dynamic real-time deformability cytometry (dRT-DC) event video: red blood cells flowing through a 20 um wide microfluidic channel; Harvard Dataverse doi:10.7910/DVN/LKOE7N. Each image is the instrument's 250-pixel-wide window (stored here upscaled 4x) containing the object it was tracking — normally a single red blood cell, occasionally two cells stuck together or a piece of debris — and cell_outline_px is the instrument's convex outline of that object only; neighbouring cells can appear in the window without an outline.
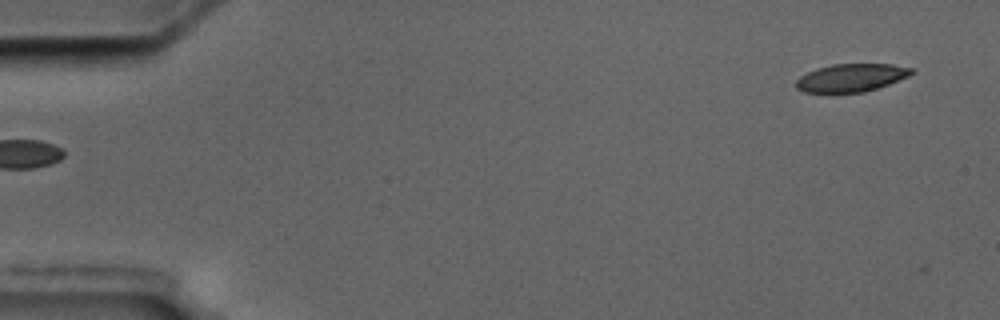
{"species": "common noctule bat (a hibernating species)", "species_latin": "Nyctalus noctula", "temperature_condition": "cold", "stored_images_in_passage": 6, "segment_of_instrument_passage": [2, 2], "camera_frame_rate_fps": 3000, "um_per_image_px": 0.085, "animal": {"sex": "male", "body_mass_g": 17.5, "forearm_length_mm": 52.3}, "frame": {"image": 1, "passage_image": 6, "time_ms": 6.333, "image_size_px": [1000, 320], "cell_outline_px": [[916, 72], [908, 76], [888, 84], [864, 92], [804, 92], [796, 88], [796, 80], [800, 76], [816, 68], [832, 64], [892, 64], [916, 68]], "centroid_in_image_um": [72.38, 6.59], "position_along_channel_um": 12.6, "area_um2": 18.79}}